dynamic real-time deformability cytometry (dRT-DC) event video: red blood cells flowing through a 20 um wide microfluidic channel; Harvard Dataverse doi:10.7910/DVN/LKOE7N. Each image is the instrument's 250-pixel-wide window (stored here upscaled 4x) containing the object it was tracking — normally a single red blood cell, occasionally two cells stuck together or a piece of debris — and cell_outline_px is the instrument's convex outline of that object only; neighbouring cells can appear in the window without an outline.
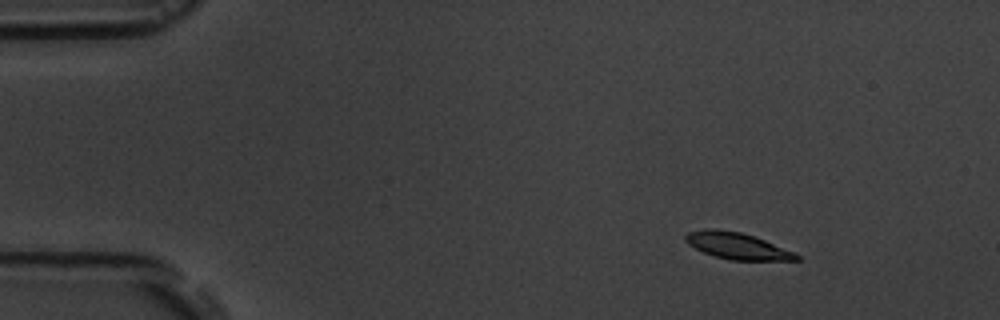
{"species": "common noctule bat (a hibernating species)", "species_latin": "Nyctalus noctula", "temperature_condition": "room temperature", "stored_images_in_passage": 14, "camera_frame_rate_fps": 3000, "um_per_image_px": 0.085, "animal": {"sex": "male", "body_mass_g": 19.5, "forearm_length_mm": 54.6}, "frame": {"image": 1, "passage_image": 1, "time_ms": 0.0, "image_size_px": [1000, 320], "cell_outline_px": [[800, 260], [728, 260], [704, 252], [688, 244], [684, 240], [684, 236], [688, 232], [704, 228], [712, 228], [740, 232], [764, 240], [796, 252], [800, 256]], "centroid_in_image_um": [62.65, 20.9], "position_along_channel_um": 22.3, "area_um2": 17.11}}
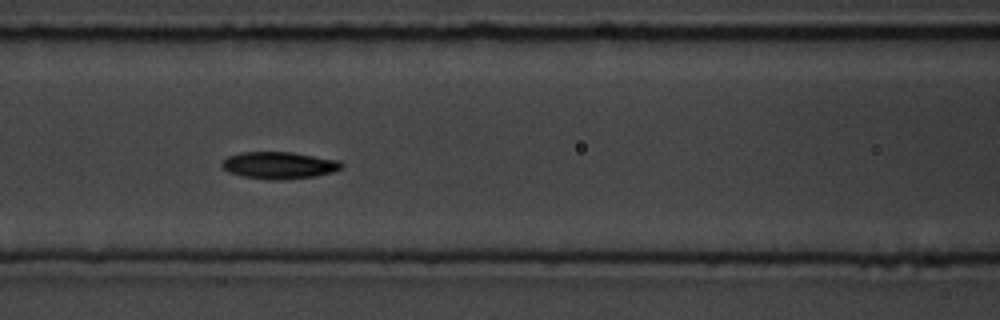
{"frame": {"image": 2, "passage_image": 6, "time_ms": 5.667, "image_size_px": [1000, 320], "cell_outline_px": [[344, 164], [340, 168], [332, 172], [316, 176], [280, 180], [268, 180], [244, 176], [228, 172], [220, 164], [228, 156], [240, 152], [292, 152], [340, 160]], "centroid_in_image_um": [23.73, 14.04], "position_along_channel_um": 142.9, "area_um2": 18.84}}
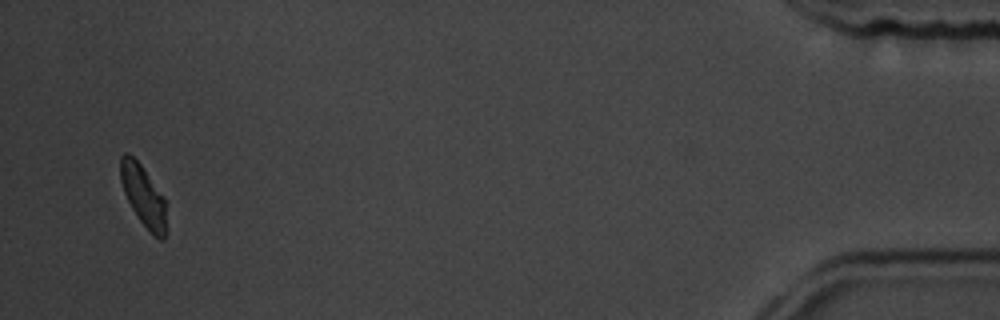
{"frame": {"image": 3, "passage_image": 14, "time_ms": 15.667, "image_size_px": [1000, 320], "cell_outline_px": [[164, 240], [160, 240], [152, 236], [140, 220], [132, 208], [124, 192], [120, 180], [120, 156], [124, 152], [128, 152], [140, 164], [164, 196]], "centroid_in_image_um": [12.15, 16.61], "position_along_channel_um": 423.1, "area_um2": 16.01}, "authors_computed_cell_mechanics": {"area_um2": 17.7446, "velocity_mm_per_s": 3.6241, "shape_relaxation_time_tau1_ms": 0.9483, "shape_relaxation_time_tau2_ms": 5.9192, "deformation_change_tau1": 0.0833, "deformation_change_tau2": 0.0813}}